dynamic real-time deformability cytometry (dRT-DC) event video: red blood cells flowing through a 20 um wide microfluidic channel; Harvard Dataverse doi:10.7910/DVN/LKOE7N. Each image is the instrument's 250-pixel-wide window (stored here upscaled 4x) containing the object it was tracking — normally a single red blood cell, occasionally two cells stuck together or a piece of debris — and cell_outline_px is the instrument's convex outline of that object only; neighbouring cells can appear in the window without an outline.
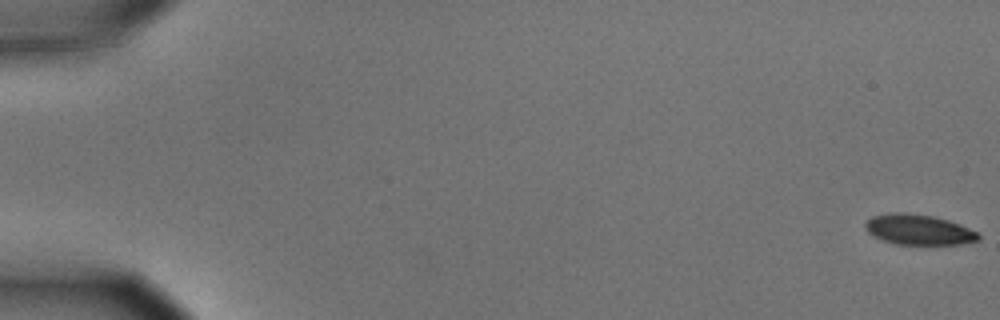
{"species": "common noctule bat (a hibernating species)", "species_latin": "Nyctalus noctula", "temperature_condition": "cold", "stored_images_in_passage": 7, "camera_frame_rate_fps": 3000, "um_per_image_px": 0.085, "animal": {"sex": "male", "body_mass_g": 15.6}, "frame": {"image": 1, "passage_image": 1, "time_ms": 0.0, "image_size_px": [1000, 320], "cell_outline_px": [[980, 240], [960, 244], [896, 244], [872, 236], [864, 228], [864, 224], [872, 216], [892, 212], [904, 212], [932, 216], [948, 220], [960, 224], [976, 232], [980, 236]], "centroid_in_image_um": [78.06, 19.51], "position_along_channel_um": 6.9, "area_um2": 19.94}}
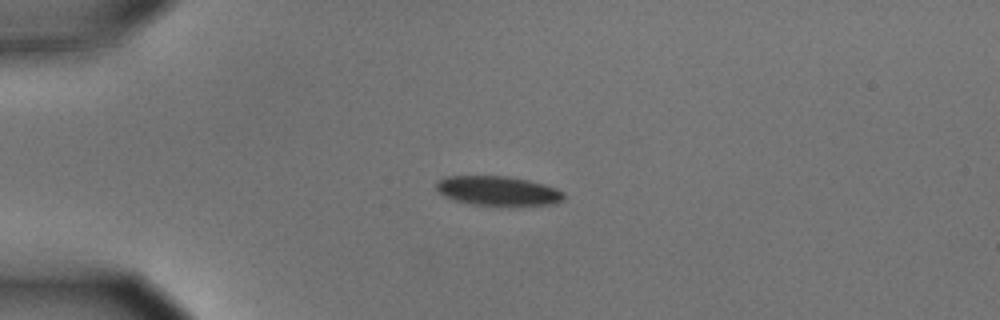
{"frame": {"image": 2, "passage_image": 5, "time_ms": 1.333, "image_size_px": [1000, 320], "cell_outline_px": [[564, 200], [556, 204], [472, 204], [456, 200], [444, 196], [436, 188], [436, 180], [444, 176], [508, 176], [528, 180], [544, 184], [564, 192]], "centroid_in_image_um": [42.3, 16.19], "position_along_channel_um": 42.7, "area_um2": 21.5}}
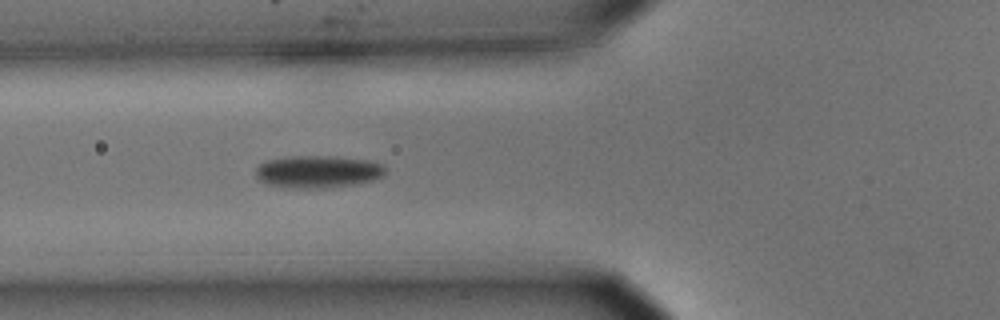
{"frame": {"image": 3, "passage_image": 7, "time_ms": 2.0, "image_size_px": [1000, 320], "cell_outline_px": [[384, 176], [372, 180], [356, 184], [324, 188], [284, 188], [264, 184], [256, 176], [256, 168], [260, 164], [268, 160], [292, 156], [332, 156], [368, 160], [380, 164], [384, 168]], "centroid_in_image_um": [26.98, 14.6], "position_along_channel_um": 98.8, "area_um2": 24.51}}